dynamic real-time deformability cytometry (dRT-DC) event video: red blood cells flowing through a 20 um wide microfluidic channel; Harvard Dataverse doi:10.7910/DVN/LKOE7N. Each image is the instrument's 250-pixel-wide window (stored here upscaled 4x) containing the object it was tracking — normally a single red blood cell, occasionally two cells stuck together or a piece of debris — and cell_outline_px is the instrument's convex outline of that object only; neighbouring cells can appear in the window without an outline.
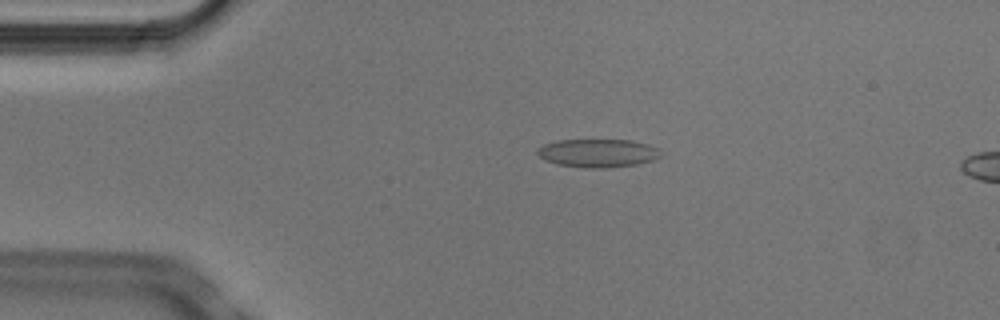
{"species": "Egyptian fruit bat (a non-hibernating species)", "species_latin": "Rousettus aegyptiacus", "temperature_condition": "cold", "stored_images_in_passage": 2, "camera_frame_rate_fps": 3000, "um_per_image_px": 0.085, "animal": {"sex": "male"}, "frame": {"image": 1, "passage_image": 1, "time_ms": 0.0, "image_size_px": [1000, 320], "cell_outline_px": [[660, 156], [652, 160], [636, 164], [604, 168], [584, 168], [556, 164], [544, 160], [536, 152], [536, 148], [544, 144], [556, 140], [632, 140], [648, 144], [660, 148]], "centroid_in_image_um": [50.79, 13.01], "position_along_channel_um": 34.2, "area_um2": 20.46}}